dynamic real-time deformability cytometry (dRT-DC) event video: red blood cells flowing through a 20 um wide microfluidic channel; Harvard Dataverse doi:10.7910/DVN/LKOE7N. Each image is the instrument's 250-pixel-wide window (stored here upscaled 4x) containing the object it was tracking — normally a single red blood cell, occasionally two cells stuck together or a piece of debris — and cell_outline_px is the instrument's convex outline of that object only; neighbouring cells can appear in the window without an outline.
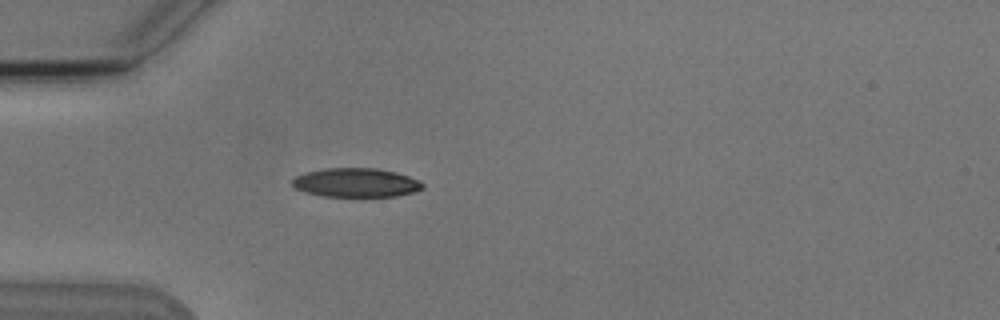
{"species": "Egyptian fruit bat (a non-hibernating species)", "species_latin": "Rousettus aegyptiacus", "temperature_condition": "cold", "stored_images_in_passage": 4, "camera_frame_rate_fps": 3000, "um_per_image_px": 0.085, "animal": {"sex": "male"}, "frame": {"image": 1, "passage_image": 4, "time_ms": 3.667, "image_size_px": [1000, 320], "cell_outline_px": [[424, 188], [412, 192], [396, 196], [324, 196], [308, 192], [296, 188], [292, 184], [292, 180], [296, 176], [308, 172], [324, 168], [376, 168], [396, 172], [408, 176], [424, 184]], "centroid_in_image_um": [30.27, 15.52], "position_along_channel_um": 54.7, "area_um2": 21.68}}